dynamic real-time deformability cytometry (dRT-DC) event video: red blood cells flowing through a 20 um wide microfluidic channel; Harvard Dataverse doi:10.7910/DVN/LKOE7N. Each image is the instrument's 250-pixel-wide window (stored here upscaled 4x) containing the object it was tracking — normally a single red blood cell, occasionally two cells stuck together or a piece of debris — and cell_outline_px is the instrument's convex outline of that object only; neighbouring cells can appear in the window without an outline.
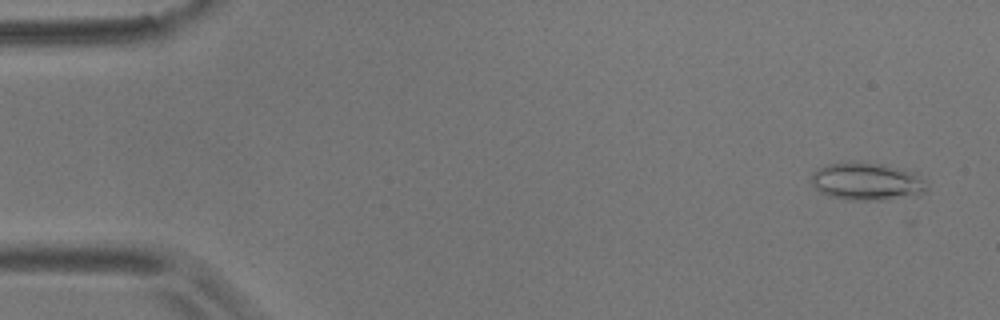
{"species": "common noctule bat (a hibernating species)", "species_latin": "Nyctalus noctula", "temperature_condition": "room temperature", "stored_images_in_passage": 14, "camera_frame_rate_fps": 3000, "um_per_image_px": 0.085, "animal": {"sex": "male", "body_mass_g": 17.9}, "frame": {"image": 1, "passage_image": 3, "time_ms": 0.667, "image_size_px": [1000, 320], "cell_outline_px": [[928, 188], [924, 192], [916, 196], [884, 200], [848, 200], [828, 196], [820, 192], [812, 184], [812, 172], [816, 168], [828, 164], [852, 160], [880, 164], [900, 168], [912, 172], [928, 180]], "centroid_in_image_um": [73.7, 15.42], "position_along_channel_um": 11.3, "area_um2": 25.95}}